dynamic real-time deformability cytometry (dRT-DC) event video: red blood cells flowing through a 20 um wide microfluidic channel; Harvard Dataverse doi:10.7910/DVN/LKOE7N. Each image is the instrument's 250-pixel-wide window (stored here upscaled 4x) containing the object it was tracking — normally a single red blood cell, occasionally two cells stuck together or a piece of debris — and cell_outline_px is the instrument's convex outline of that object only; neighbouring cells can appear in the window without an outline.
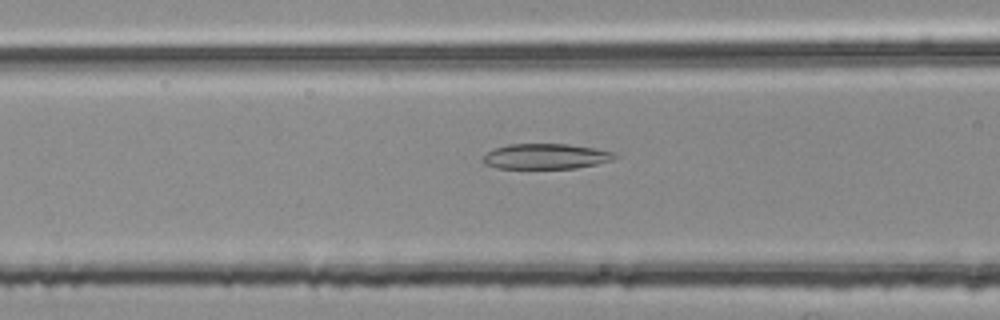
{"species": "common noctule bat (a hibernating species)", "species_latin": "Nyctalus noctula", "temperature_condition": "room temperature", "stored_images_in_passage": 25, "camera_frame_rate_fps": 3000, "um_per_image_px": 0.085, "animal": {"sex": "female", "body_mass_g": 25.1}, "frame": {"image": 1, "passage_image": 10, "time_ms": 3.0, "image_size_px": [1000, 320], "cell_outline_px": [[616, 156], [612, 160], [596, 164], [576, 168], [496, 168], [484, 164], [484, 156], [488, 152], [496, 148], [508, 144], [568, 144], [616, 152]], "centroid_in_image_um": [46.4, 13.29], "position_along_channel_um": 120.2, "area_um2": 19.25}}
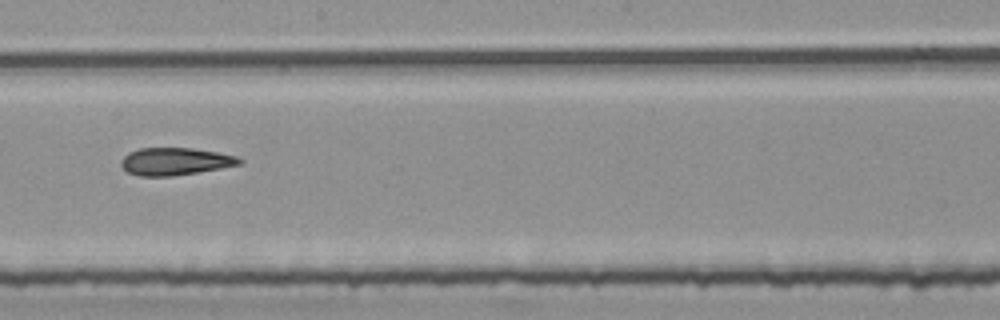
{"frame": {"image": 2, "passage_image": 19, "time_ms": 6.0, "image_size_px": [1000, 320], "cell_outline_px": [[244, 160], [240, 164], [220, 168], [172, 176], [140, 176], [128, 172], [120, 164], [120, 160], [128, 152], [140, 148], [192, 148], [216, 152], [236, 156]], "centroid_in_image_um": [14.86, 13.71], "position_along_channel_um": 233.3, "area_um2": 18.79}}
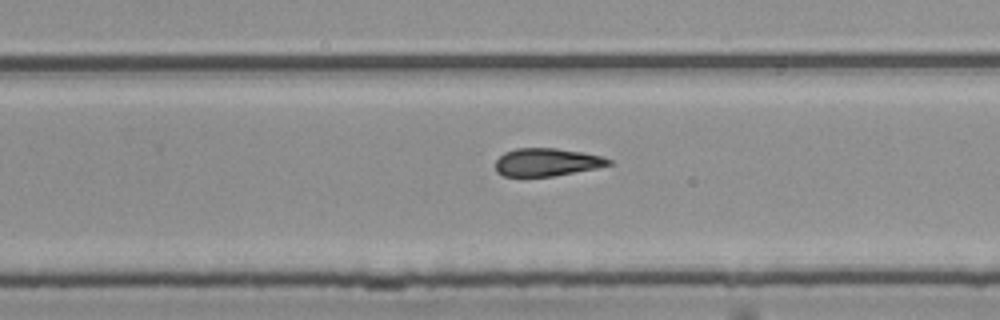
{"frame": {"image": 3, "passage_image": 23, "time_ms": 7.333, "image_size_px": [1000, 320], "cell_outline_px": [[612, 164], [596, 168], [552, 176], [504, 176], [496, 172], [496, 160], [504, 152], [516, 148], [556, 148], [580, 152], [600, 156], [612, 160]], "centroid_in_image_um": [46.45, 13.78], "position_along_channel_um": 283.4, "area_um2": 18.21}}